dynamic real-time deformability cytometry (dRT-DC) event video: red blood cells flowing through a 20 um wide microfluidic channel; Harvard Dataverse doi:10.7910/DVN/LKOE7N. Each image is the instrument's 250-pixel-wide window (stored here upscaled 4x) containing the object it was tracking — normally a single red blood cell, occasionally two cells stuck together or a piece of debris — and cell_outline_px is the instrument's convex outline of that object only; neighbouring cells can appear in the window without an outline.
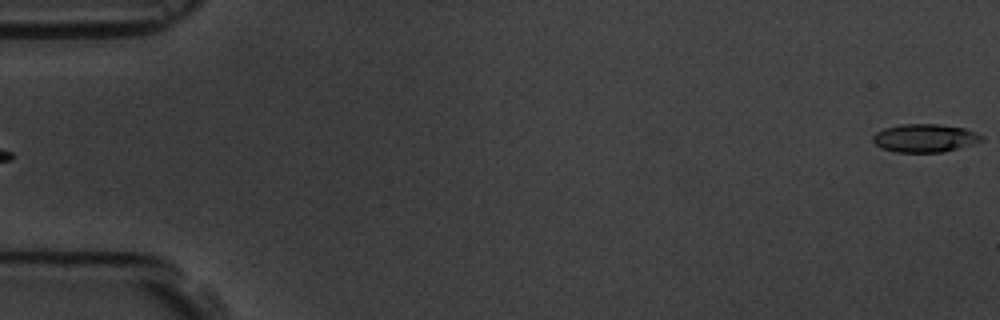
{"species": "common noctule bat (a hibernating species)", "species_latin": "Nyctalus noctula", "temperature_condition": "room temperature", "stored_images_in_passage": 5, "segment_of_instrument_passage": [2, 2], "camera_frame_rate_fps": 3000, "um_per_image_px": 0.085, "animal": {"sex": "male", "body_mass_g": 19.5, "forearm_length_mm": 54.6}, "frame": {"image": 1, "passage_image": 5, "time_ms": 4.333, "image_size_px": [1000, 320], "cell_outline_px": [[984, 140], [972, 144], [944, 152], [896, 152], [884, 148], [876, 144], [872, 140], [872, 136], [876, 132], [884, 128], [900, 124], [936, 124], [964, 128], [976, 132], [984, 136]], "centroid_in_image_um": [78.62, 11.73], "position_along_channel_um": 6.4, "area_um2": 17.8}}